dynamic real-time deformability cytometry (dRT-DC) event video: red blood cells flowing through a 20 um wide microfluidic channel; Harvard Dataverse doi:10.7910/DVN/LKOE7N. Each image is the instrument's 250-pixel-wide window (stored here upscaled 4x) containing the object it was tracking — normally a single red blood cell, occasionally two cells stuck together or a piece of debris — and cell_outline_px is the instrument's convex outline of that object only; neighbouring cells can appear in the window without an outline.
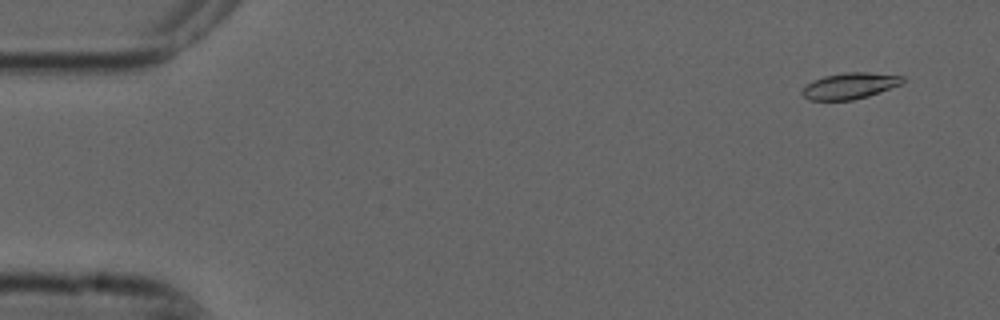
{"species": "common noctule bat (a hibernating species)", "species_latin": "Nyctalus noctula", "temperature_condition": "cold", "stored_images_in_passage": 7, "camera_frame_rate_fps": 3000, "um_per_image_px": 0.085, "animal": {"sex": "male", "forearm_length_mm": 52.5}, "frame": {"image": 1, "passage_image": 1, "time_ms": 0.0, "image_size_px": [1000, 320], "cell_outline_px": [[904, 80], [900, 84], [868, 96], [852, 100], [808, 100], [800, 92], [812, 80], [824, 76], [844, 72], [868, 72], [904, 76]], "centroid_in_image_um": [72.21, 7.29], "position_along_channel_um": 12.8, "area_um2": 15.2}}
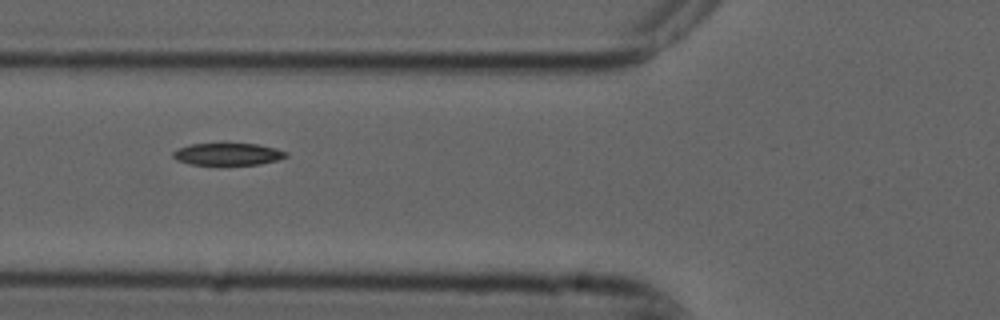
{"frame": {"image": 2, "passage_image": 6, "time_ms": 1.667, "image_size_px": [1000, 320], "cell_outline_px": [[288, 156], [276, 160], [260, 164], [192, 164], [176, 160], [172, 156], [172, 152], [180, 148], [192, 144], [224, 140], [260, 144], [276, 148], [288, 152]], "centroid_in_image_um": [19.38, 13.03], "position_along_channel_um": 106.4, "area_um2": 15.32}}
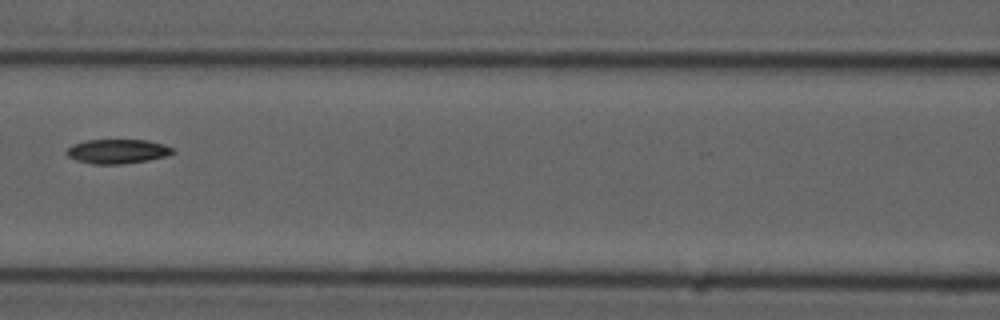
{"frame": {"image": 3, "passage_image": 7, "time_ms": 2.0, "image_size_px": [1000, 320], "cell_outline_px": [[176, 152], [164, 156], [148, 160], [120, 164], [92, 164], [76, 160], [68, 156], [64, 152], [72, 144], [88, 140], [148, 140], [164, 144], [172, 148]], "centroid_in_image_um": [9.96, 12.86], "position_along_channel_um": 156.6, "area_um2": 15.03}}